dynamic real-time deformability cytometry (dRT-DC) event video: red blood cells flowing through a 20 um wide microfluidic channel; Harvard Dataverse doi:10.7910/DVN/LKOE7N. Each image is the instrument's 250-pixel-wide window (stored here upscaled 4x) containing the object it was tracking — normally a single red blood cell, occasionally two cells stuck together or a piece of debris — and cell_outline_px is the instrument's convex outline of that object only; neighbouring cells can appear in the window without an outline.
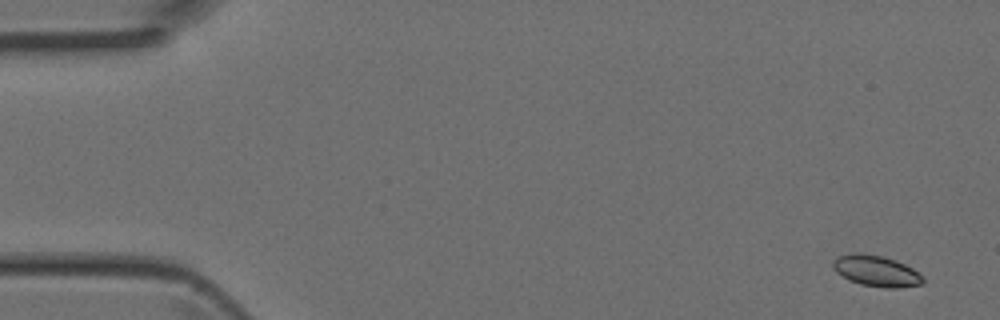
{"species": "Egyptian fruit bat (a non-hibernating species)", "species_latin": "Rousettus aegyptiacus", "temperature_condition": "room temperature", "stored_images_in_passage": 4, "camera_frame_rate_fps": 3000, "um_per_image_px": 0.085, "animal": {"sex": "female"}, "frame": {"image": 1, "passage_image": 1, "time_ms": 0.0, "image_size_px": [1000, 320], "cell_outline_px": [[924, 284], [896, 288], [884, 288], [860, 284], [848, 280], [836, 272], [832, 268], [832, 260], [836, 256], [852, 252], [860, 252], [884, 256], [896, 260], [912, 268], [924, 276]], "centroid_in_image_um": [74.45, 23.01], "position_along_channel_um": 10.5, "area_um2": 16.7}}
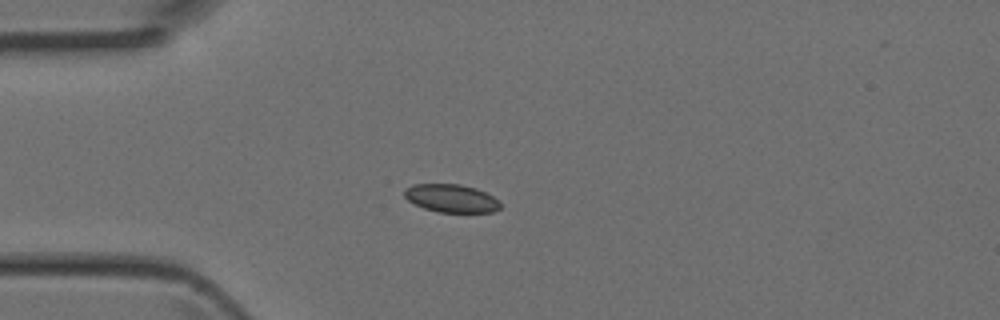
{"frame": {"image": 2, "passage_image": 3, "time_ms": 0.667, "image_size_px": [1000, 320], "cell_outline_px": [[500, 208], [492, 212], [440, 212], [424, 208], [408, 200], [404, 196], [404, 188], [412, 184], [460, 184], [476, 188], [500, 200]], "centroid_in_image_um": [38.35, 16.85], "position_along_channel_um": 46.6, "area_um2": 15.66}}